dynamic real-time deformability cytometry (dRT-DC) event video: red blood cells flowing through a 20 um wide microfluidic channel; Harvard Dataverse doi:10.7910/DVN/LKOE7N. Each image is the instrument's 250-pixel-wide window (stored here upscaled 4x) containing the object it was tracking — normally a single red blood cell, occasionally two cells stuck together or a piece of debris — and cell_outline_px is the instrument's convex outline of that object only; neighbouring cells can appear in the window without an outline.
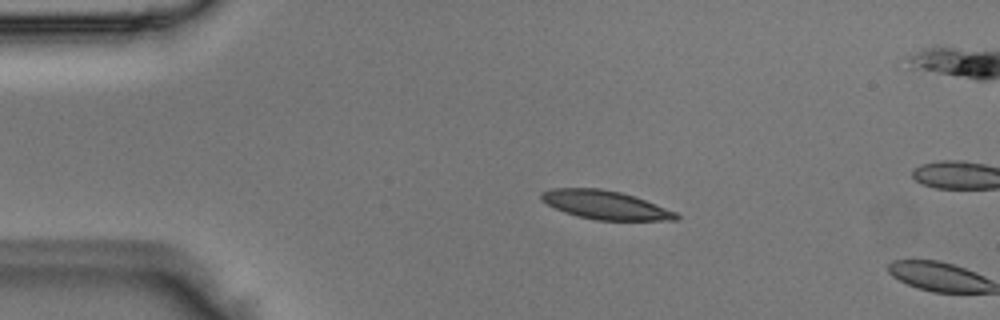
{"species": "Egyptian fruit bat (a non-hibernating species)", "species_latin": "Rousettus aegyptiacus", "temperature_condition": "room temperature", "stored_images_in_passage": 11, "camera_frame_rate_fps": 3000, "um_per_image_px": 0.085, "animal": {"sex": "male"}, "frame": {"image": 1, "passage_image": 10, "time_ms": 3.0, "image_size_px": [1000, 320], "cell_outline_px": [[680, 216], [676, 220], [596, 220], [576, 216], [564, 212], [540, 200], [540, 192], [552, 188], [600, 188], [620, 192], [644, 200], [676, 212]], "centroid_in_image_um": [51.4, 17.42], "position_along_channel_um": 33.6, "area_um2": 22.31}}